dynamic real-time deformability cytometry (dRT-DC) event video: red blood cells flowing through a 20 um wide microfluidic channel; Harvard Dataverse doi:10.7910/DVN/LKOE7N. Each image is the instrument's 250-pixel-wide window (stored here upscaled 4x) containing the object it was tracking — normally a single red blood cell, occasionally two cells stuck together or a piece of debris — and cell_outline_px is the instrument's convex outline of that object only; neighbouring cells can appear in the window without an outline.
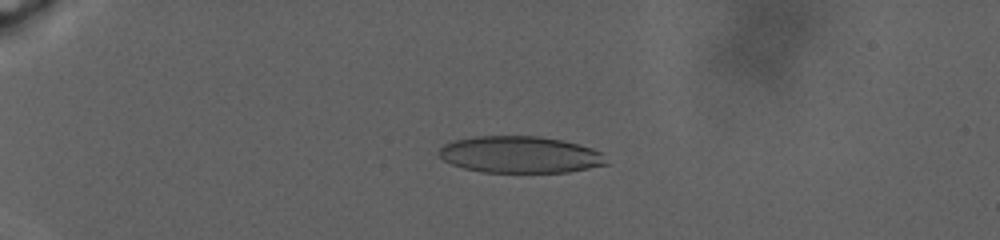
{"species": "human", "species_latin": "Homo sapiens", "temperature_condition": "warm", "stored_images_in_passage": 122, "camera_frame_rate_fps": 3000, "um_per_image_px": 0.085, "donor": {"sex": "male"}, "frame": {"image": 1, "passage_image": 39, "time_ms": 8.667, "image_size_px": [1000, 240], "cell_outline_px": [[608, 164], [568, 172], [480, 172], [464, 168], [452, 164], [444, 160], [436, 152], [444, 144], [452, 140], [472, 136], [540, 136], [564, 140], [592, 148], [600, 152]], "centroid_in_image_um": [44.16, 13.13], "position_along_channel_um": 40.8, "area_um2": 35.95}}
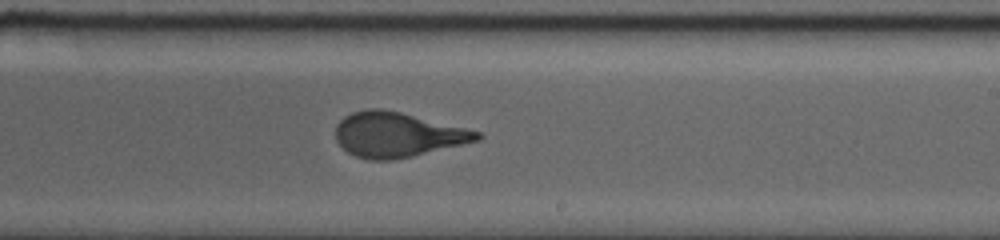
{"frame": {"image": 2, "passage_image": 91, "time_ms": 21.0, "image_size_px": [1000, 240], "cell_outline_px": [[484, 136], [480, 140], [412, 156], [392, 160], [368, 160], [356, 156], [348, 152], [336, 140], [336, 124], [344, 116], [352, 112], [368, 108], [380, 108], [400, 112], [480, 132]], "centroid_in_image_um": [33.75, 11.45], "position_along_channel_um": 255.3, "area_um2": 36.65}}
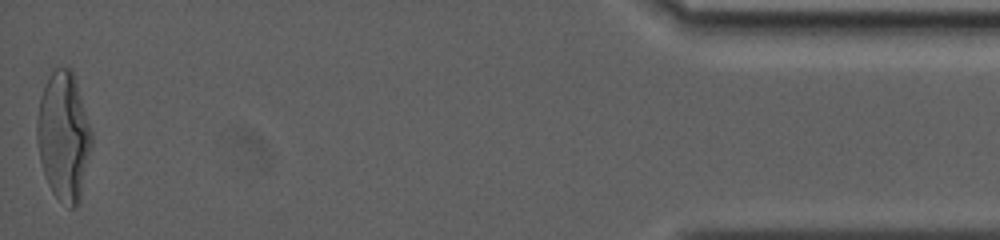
{"frame": {"image": 3, "passage_image": 122, "time_ms": 31.667, "image_size_px": [1000, 240], "cell_outline_px": [[92, 148], [80, 204], [76, 208], [68, 208], [52, 192], [44, 176], [40, 160], [36, 140], [36, 116], [40, 96], [44, 84], [48, 76], [56, 68], [72, 68], [92, 132]], "centroid_in_image_um": [5.41, 11.62], "position_along_channel_um": 429.8, "area_um2": 41.73}, "authors_computed_cell_mechanics": {"area_um2": 37.3099, "velocity_mm_per_s": 2.3058, "shape_relaxation_time_tau1_ms": 10.7239, "shape_relaxation_time_tau2_ms": null, "deformation_change_tau1": 0.2834, "deformation_change_tau2": null}}